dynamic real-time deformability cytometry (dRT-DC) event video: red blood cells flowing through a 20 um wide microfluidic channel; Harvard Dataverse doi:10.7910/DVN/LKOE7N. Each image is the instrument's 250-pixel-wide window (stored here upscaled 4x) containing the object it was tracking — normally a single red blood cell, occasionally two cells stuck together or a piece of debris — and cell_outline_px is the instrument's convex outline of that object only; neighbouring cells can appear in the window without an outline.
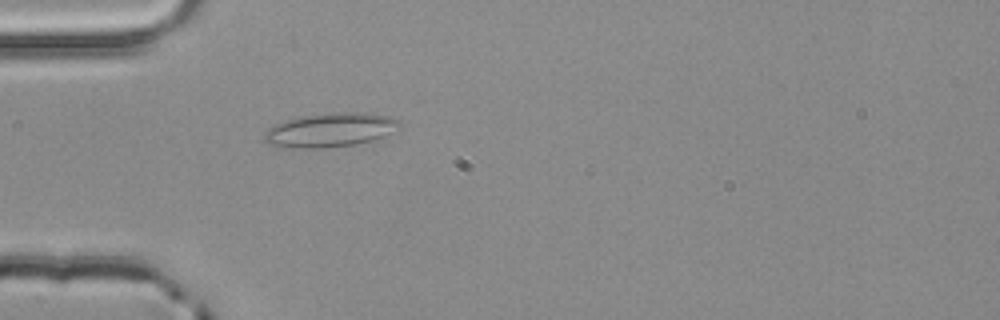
{"species": "common noctule bat (a hibernating species)", "species_latin": "Nyctalus noctula", "temperature_condition": "room temperature", "stored_images_in_passage": 1, "camera_frame_rate_fps": 3000, "um_per_image_px": 0.085, "animal": {"sex": "male", "body_mass_g": 20.4}, "frame": {"image": 1, "passage_image": 1, "time_ms": 0.0, "image_size_px": [1000, 320], "cell_outline_px": [[404, 124], [400, 128], [384, 136], [372, 140], [356, 144], [324, 148], [288, 148], [268, 144], [264, 140], [264, 132], [268, 128], [276, 124], [288, 120], [304, 116], [336, 112], [372, 112], [392, 116], [400, 120]], "centroid_in_image_um": [28.15, 11.04], "position_along_channel_um": 56.9, "area_um2": 27.17}}